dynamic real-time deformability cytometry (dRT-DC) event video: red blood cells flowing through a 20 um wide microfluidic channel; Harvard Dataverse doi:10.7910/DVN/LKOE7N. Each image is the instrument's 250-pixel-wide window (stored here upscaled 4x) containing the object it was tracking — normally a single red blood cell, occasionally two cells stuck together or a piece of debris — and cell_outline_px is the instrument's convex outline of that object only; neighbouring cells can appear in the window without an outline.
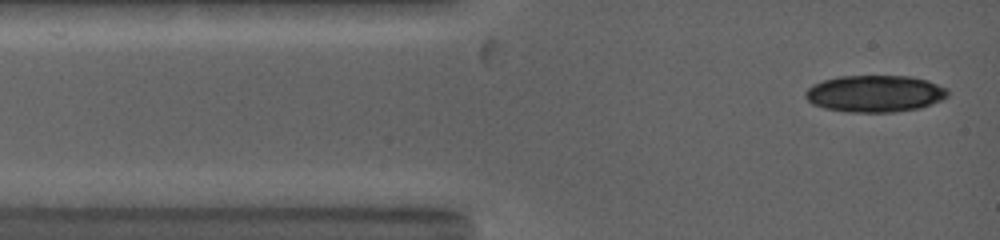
{"species": "common noctule bat (a hibernating species)", "species_latin": "Nyctalus noctula", "temperature_condition": "warm", "stored_images_in_passage": 10, "camera_frame_rate_fps": 5000, "um_per_image_px": 0.085, "animal": {"sex": "female", "body_mass_g": 19.0, "forearm_length_mm": 53.3}, "frame": {"image": 1, "passage_image": 2, "time_ms": 0.2, "image_size_px": [1000, 240], "cell_outline_px": [[948, 96], [940, 100], [920, 108], [896, 112], [848, 112], [824, 108], [812, 104], [804, 96], [804, 92], [812, 84], [824, 80], [840, 76], [912, 76], [928, 80], [948, 88]], "centroid_in_image_um": [74.36, 7.95], "position_along_channel_um": 10.6, "area_um2": 30.75}}